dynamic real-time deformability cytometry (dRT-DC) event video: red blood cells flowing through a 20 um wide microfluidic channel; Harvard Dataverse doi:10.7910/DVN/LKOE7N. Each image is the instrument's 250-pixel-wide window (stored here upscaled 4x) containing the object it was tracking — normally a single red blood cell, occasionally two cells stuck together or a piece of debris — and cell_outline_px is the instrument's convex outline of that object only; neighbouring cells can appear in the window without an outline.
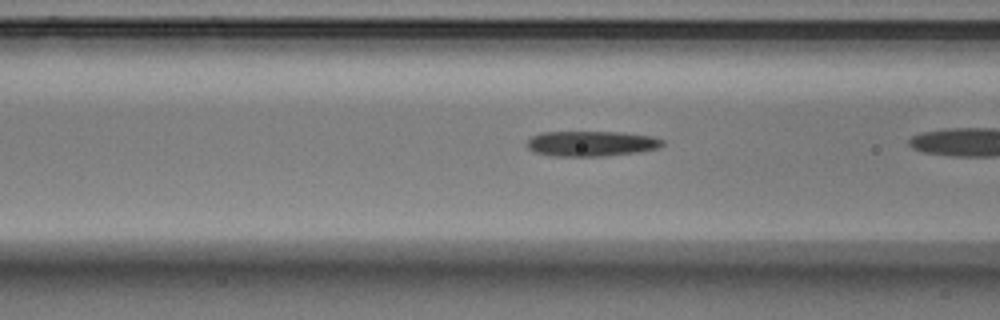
{"species": "Egyptian fruit bat (a non-hibernating species)", "species_latin": "Rousettus aegyptiacus", "temperature_condition": "warm", "stored_images_in_passage": 39, "camera_frame_rate_fps": 3000, "um_per_image_px": 0.085, "animal": {"sex": "male"}, "frame": {"image": 1, "passage_image": 19, "time_ms": 6.0, "image_size_px": [1000, 320], "cell_outline_px": [[664, 144], [660, 148], [640, 152], [604, 156], [552, 156], [532, 152], [528, 148], [528, 140], [532, 136], [540, 132], [620, 132], [652, 136], [664, 140]], "centroid_in_image_um": [50.28, 12.21], "position_along_channel_um": 116.3, "area_um2": 20.17}}
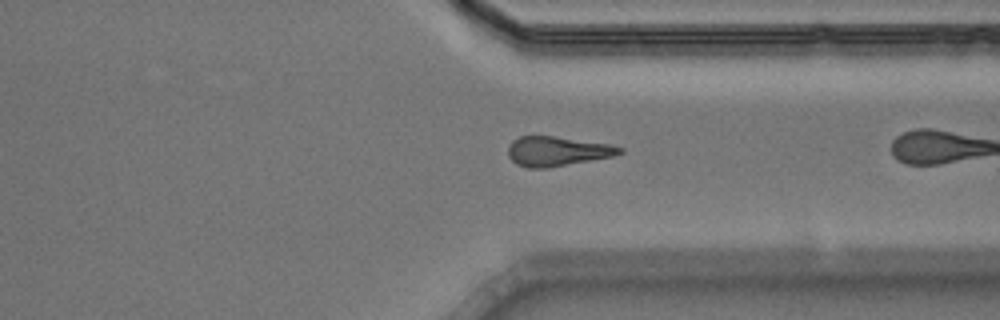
{"frame": {"image": 2, "passage_image": 38, "time_ms": 12.333, "image_size_px": [1000, 320], "cell_outline_px": [[624, 152], [612, 156], [548, 168], [528, 168], [516, 164], [508, 156], [508, 148], [512, 140], [520, 136], [552, 136], [608, 144], [624, 148]], "centroid_in_image_um": [47.33, 12.86], "position_along_channel_um": 364.1, "area_um2": 19.07}}